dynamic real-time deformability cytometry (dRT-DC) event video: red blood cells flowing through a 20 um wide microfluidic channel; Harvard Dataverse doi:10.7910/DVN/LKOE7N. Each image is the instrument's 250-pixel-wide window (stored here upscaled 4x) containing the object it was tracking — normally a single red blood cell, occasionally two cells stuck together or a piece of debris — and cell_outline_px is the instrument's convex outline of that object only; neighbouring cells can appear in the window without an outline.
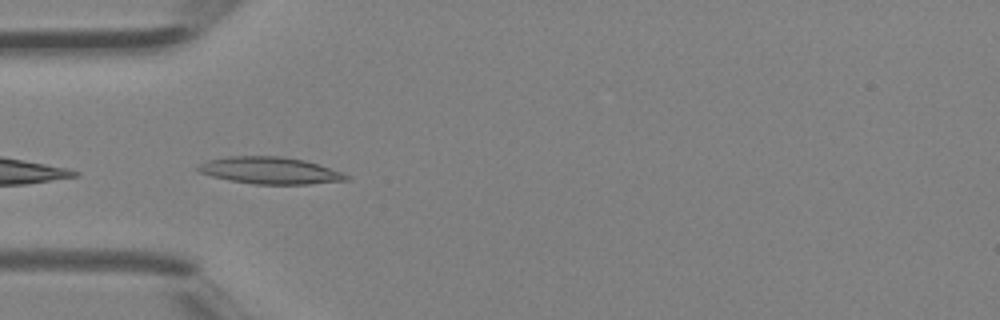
{"species": "Egyptian fruit bat (a non-hibernating species)", "species_latin": "Rousettus aegyptiacus", "temperature_condition": "room temperature", "stored_images_in_passage": 3, "camera_frame_rate_fps": 3000, "um_per_image_px": 0.085, "animal": {"sex": "female"}, "frame": {"image": 1, "passage_image": 2, "time_ms": 0.333, "image_size_px": [1000, 320], "cell_outline_px": [[352, 180], [308, 184], [256, 184], [228, 180], [212, 176], [200, 172], [196, 168], [196, 164], [208, 160], [228, 156], [280, 156], [304, 160], [352, 176]], "centroid_in_image_um": [22.94, 14.49], "position_along_channel_um": 62.1, "area_um2": 23.24}}
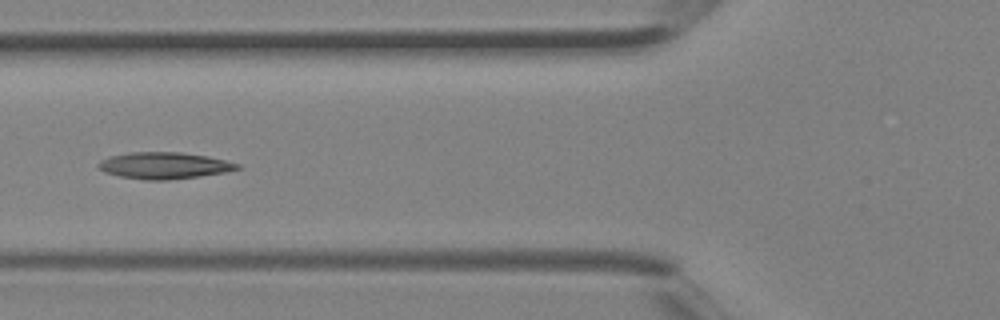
{"frame": {"image": 2, "passage_image": 3, "time_ms": 0.667, "image_size_px": [1000, 320], "cell_outline_px": [[244, 168], [224, 172], [200, 176], [168, 180], [144, 180], [120, 176], [108, 172], [100, 168], [96, 164], [100, 160], [112, 156], [128, 152], [180, 152], [208, 156], [240, 164]], "centroid_in_image_um": [13.99, 14.07], "position_along_channel_um": 111.8, "area_um2": 21.44}}